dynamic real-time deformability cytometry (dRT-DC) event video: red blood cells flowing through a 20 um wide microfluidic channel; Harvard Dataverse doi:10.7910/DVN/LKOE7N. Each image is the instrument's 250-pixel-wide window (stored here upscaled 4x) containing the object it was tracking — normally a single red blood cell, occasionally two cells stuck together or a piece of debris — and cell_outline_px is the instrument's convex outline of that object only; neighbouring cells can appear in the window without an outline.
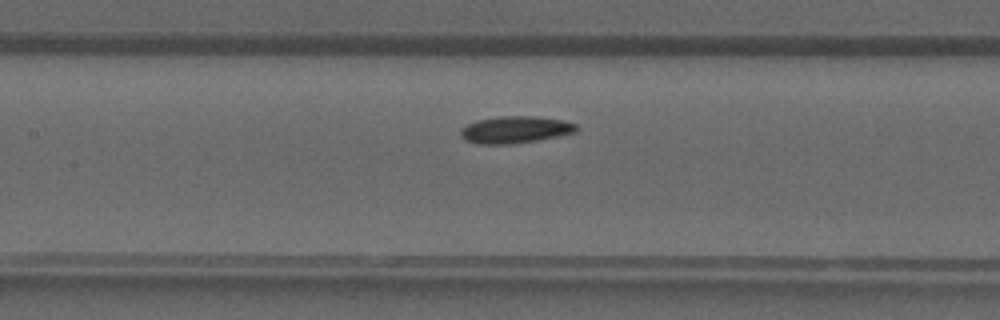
{"species": "common noctule bat (a hibernating species)", "species_latin": "Nyctalus noctula", "temperature_condition": "warm", "stored_images_in_passage": 33, "camera_frame_rate_fps": 3000, "um_per_image_px": 0.085, "animal": {"sex": "male", "forearm_length_mm": 52.5}, "frame": {"image": 1, "passage_image": 11, "time_ms": 3.333, "image_size_px": [1000, 320], "cell_outline_px": [[576, 132], [536, 140], [508, 144], [476, 144], [464, 140], [460, 136], [460, 128], [476, 120], [496, 116], [536, 116], [564, 120], [576, 124]], "centroid_in_image_um": [43.73, 11.01], "position_along_channel_um": 163.7, "area_um2": 18.26}}
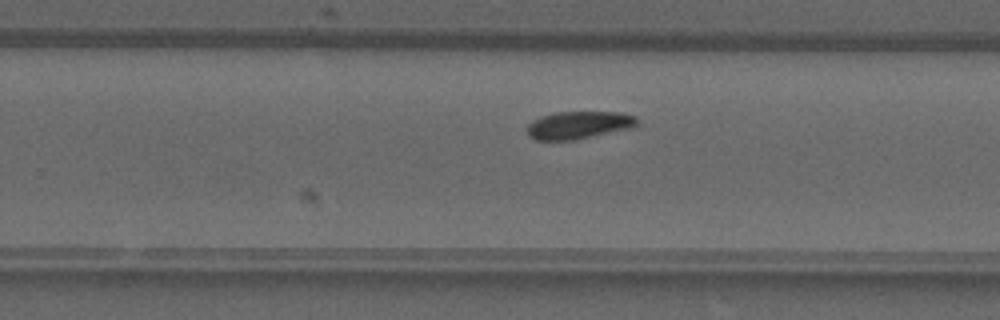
{"frame": {"image": 2, "passage_image": 18, "time_ms": 5.667, "image_size_px": [1000, 320], "cell_outline_px": [[636, 124], [628, 128], [576, 140], [536, 140], [528, 136], [528, 124], [532, 120], [540, 116], [556, 112], [624, 112], [636, 116]], "centroid_in_image_um": [49.14, 10.62], "position_along_channel_um": 280.7, "area_um2": 17.63}}
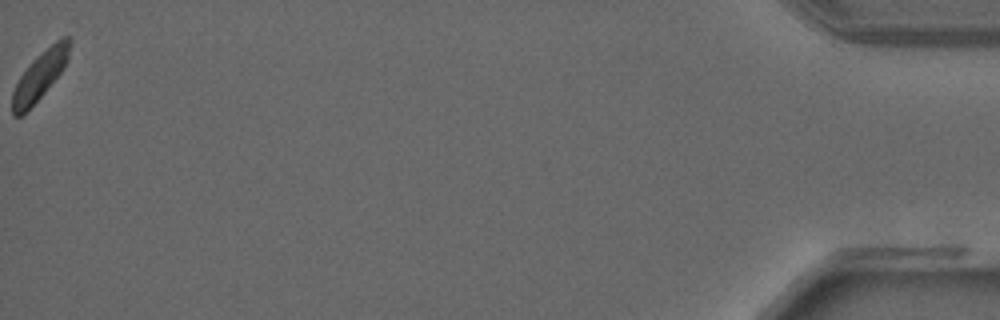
{"frame": {"image": 3, "passage_image": 33, "time_ms": 10.667, "image_size_px": [1000, 320], "cell_outline_px": [[72, 44], [68, 60], [60, 72], [44, 92], [20, 116], [12, 116], [12, 92], [20, 76], [32, 60], [40, 52], [60, 36], [68, 36], [72, 40]], "centroid_in_image_um": [3.43, 6.32], "position_along_channel_um": 431.8, "area_um2": 16.01}}